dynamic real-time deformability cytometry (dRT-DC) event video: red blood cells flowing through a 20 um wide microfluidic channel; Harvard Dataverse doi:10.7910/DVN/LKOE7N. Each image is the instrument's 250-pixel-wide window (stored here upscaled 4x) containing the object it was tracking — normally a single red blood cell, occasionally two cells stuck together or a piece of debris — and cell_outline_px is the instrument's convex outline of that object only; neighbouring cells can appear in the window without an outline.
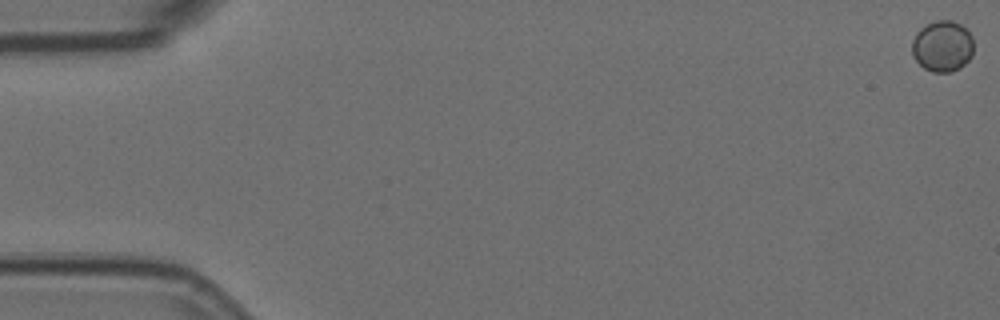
{"species": "Egyptian fruit bat (a non-hibernating species)", "species_latin": "Rousettus aegyptiacus", "temperature_condition": "room temperature", "stored_images_in_passage": 6, "camera_frame_rate_fps": 3000, "um_per_image_px": 0.085, "animal": {"sex": "female"}, "frame": {"image": 1, "passage_image": 1, "time_ms": 0.0, "image_size_px": [1000, 320], "cell_outline_px": [[972, 56], [960, 68], [952, 72], [932, 72], [924, 68], [912, 56], [912, 40], [916, 32], [920, 28], [936, 20], [952, 20], [960, 24], [972, 36]], "centroid_in_image_um": [80.09, 3.93], "position_along_channel_um": 4.9, "area_um2": 18.38}}